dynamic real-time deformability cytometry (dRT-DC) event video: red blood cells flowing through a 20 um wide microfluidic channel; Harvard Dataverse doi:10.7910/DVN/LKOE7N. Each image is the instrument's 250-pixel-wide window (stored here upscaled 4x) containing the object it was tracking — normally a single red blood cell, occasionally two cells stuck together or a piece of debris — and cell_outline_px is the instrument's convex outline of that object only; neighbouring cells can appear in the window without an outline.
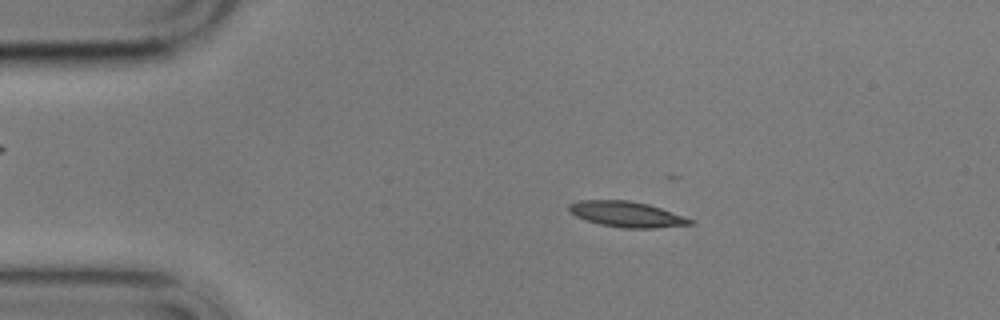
{"species": "common noctule bat (a hibernating species)", "species_latin": "Nyctalus noctula", "temperature_condition": "cold", "stored_images_in_passage": 4, "camera_frame_rate_fps": 3000, "um_per_image_px": 0.085, "animal": {"sex": "male", "body_mass_g": 17.9}, "frame": {"image": 1, "passage_image": 3, "time_ms": 2.333, "image_size_px": [1000, 320], "cell_outline_px": [[696, 224], [656, 228], [620, 228], [600, 224], [576, 216], [568, 212], [568, 204], [580, 200], [628, 200], [648, 204], [696, 220]], "centroid_in_image_um": [53.3, 18.22], "position_along_channel_um": 31.7, "area_um2": 18.21}}